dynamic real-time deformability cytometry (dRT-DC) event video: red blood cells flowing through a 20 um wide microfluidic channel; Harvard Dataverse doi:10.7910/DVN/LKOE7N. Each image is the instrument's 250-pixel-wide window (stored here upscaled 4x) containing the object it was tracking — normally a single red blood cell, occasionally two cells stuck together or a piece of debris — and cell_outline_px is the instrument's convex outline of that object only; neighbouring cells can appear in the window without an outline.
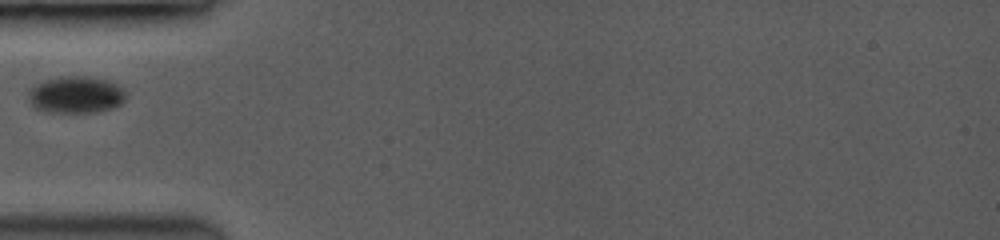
{"species": "common noctule bat (a hibernating species)", "species_latin": "Nyctalus noctula", "temperature_condition": "room temperature", "stored_images_in_passage": 28, "camera_frame_rate_fps": 3500, "um_per_image_px": 0.085, "animal": {"sex": "female", "body_mass_g": 19.0, "forearm_length_mm": 53.3}, "frame": {"image": 1, "passage_image": 1, "time_ms": 0.0, "image_size_px": [1000, 240], "cell_outline_px": [[124, 100], [120, 104], [108, 108], [92, 112], [52, 112], [32, 108], [32, 88], [36, 84], [44, 80], [56, 76], [92, 76], [108, 80], [116, 84], [124, 92]], "centroid_in_image_um": [6.46, 8.03], "position_along_channel_um": 78.5, "area_um2": 20.52}}